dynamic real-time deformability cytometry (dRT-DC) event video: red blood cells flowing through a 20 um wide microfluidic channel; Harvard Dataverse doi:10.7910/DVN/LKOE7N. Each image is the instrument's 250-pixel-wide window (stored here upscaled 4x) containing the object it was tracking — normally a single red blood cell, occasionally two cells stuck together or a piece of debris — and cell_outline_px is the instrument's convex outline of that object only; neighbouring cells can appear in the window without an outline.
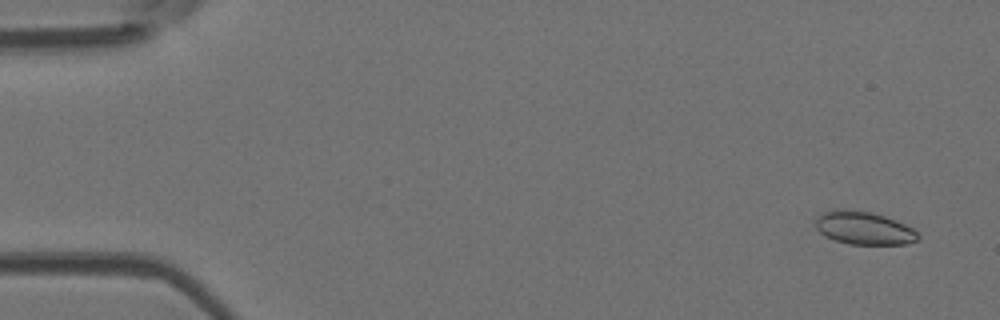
{"species": "Egyptian fruit bat (a non-hibernating species)", "species_latin": "Rousettus aegyptiacus", "temperature_condition": "room temperature", "stored_images_in_passage": 53, "camera_frame_rate_fps": 3000, "um_per_image_px": 0.085, "animal": {"sex": "female"}, "frame": {"image": 1, "passage_image": 3, "time_ms": 0.667, "image_size_px": [1000, 320], "cell_outline_px": [[920, 236], [916, 240], [904, 244], [848, 244], [824, 236], [816, 228], [816, 220], [824, 212], [872, 212], [896, 220], [912, 228]], "centroid_in_image_um": [73.48, 19.43], "position_along_channel_um": 11.5, "area_um2": 18.84}}
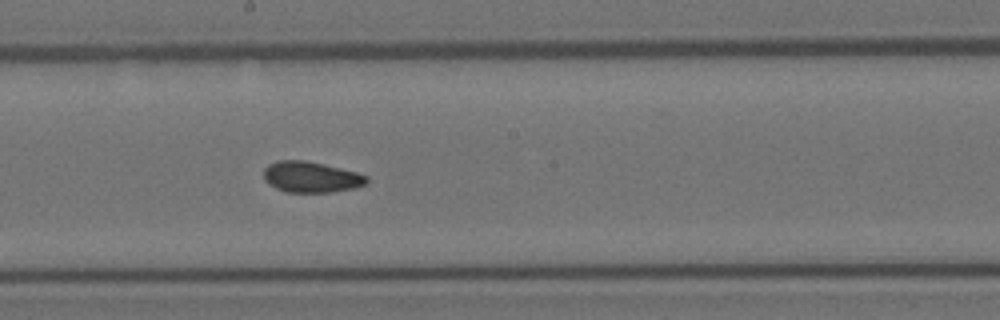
{"frame": {"image": 2, "passage_image": 29, "time_ms": 9.333, "image_size_px": [1000, 320], "cell_outline_px": [[368, 184], [352, 188], [332, 192], [284, 192], [268, 184], [264, 180], [264, 168], [268, 164], [276, 160], [304, 160], [324, 164], [356, 172], [368, 176]], "centroid_in_image_um": [26.42, 15.04], "position_along_channel_um": 221.8, "area_um2": 18.67}}
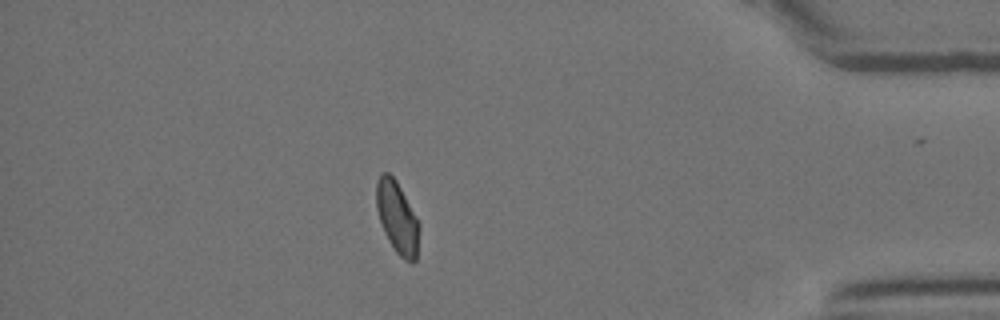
{"frame": {"image": 3, "passage_image": 46, "time_ms": 15.0, "image_size_px": [1000, 320], "cell_outline_px": [[420, 228], [416, 260], [412, 264], [404, 260], [396, 252], [384, 232], [376, 208], [376, 180], [380, 172], [388, 172], [396, 180], [420, 224]], "centroid_in_image_um": [33.76, 18.49], "position_along_channel_um": 401.4, "area_um2": 18.03}, "authors_computed_cell_mechanics": {"area_um2": 18.8428, "velocity_mm_per_s": 3.8816, "shape_relaxation_time_tau1_ms": null, "shape_relaxation_time_tau2_ms": 2.3562, "deformation_change_tau1": null, "deformation_change_tau2": 0.0593}}